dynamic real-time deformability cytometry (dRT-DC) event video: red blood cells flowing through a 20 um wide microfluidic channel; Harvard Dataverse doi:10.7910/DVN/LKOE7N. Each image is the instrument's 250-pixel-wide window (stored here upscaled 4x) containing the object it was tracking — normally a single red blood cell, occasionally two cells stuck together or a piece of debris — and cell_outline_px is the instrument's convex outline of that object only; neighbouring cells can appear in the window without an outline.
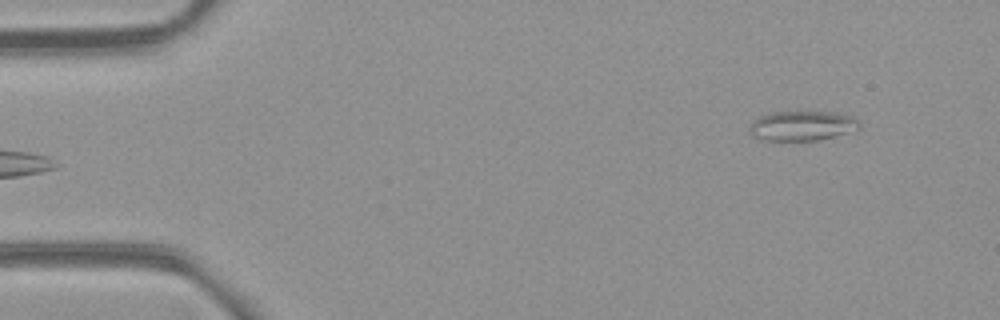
{"species": "common noctule bat (a hibernating species)", "species_latin": "Nyctalus noctula", "temperature_condition": "room temperature", "stored_images_in_passage": 4, "camera_frame_rate_fps": 3000, "um_per_image_px": 0.085, "animal": {"sex": "female", "body_mass_g": 21.9}, "frame": {"image": 1, "passage_image": 4, "time_ms": 3.667, "image_size_px": [1000, 320], "cell_outline_px": [[860, 128], [832, 136], [816, 140], [764, 140], [752, 136], [748, 128], [752, 120], [760, 116], [772, 112], [836, 112], [852, 116], [860, 120]], "centroid_in_image_um": [68.15, 10.68], "position_along_channel_um": 16.8, "area_um2": 18.96}}